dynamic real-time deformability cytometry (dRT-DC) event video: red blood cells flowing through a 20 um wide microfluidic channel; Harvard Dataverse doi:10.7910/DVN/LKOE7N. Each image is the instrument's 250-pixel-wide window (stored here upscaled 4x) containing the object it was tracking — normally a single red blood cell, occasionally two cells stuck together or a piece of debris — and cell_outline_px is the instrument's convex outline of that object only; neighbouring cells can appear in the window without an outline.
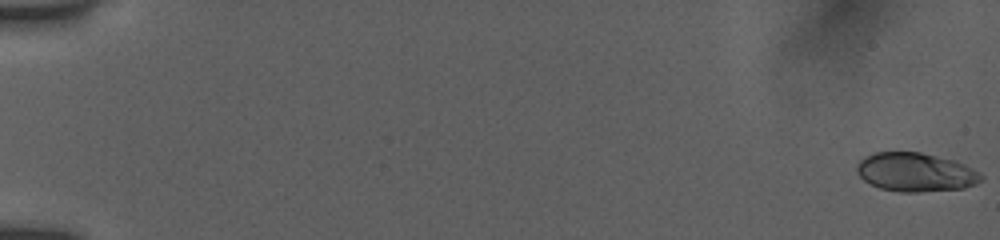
{"species": "human", "species_latin": "Homo sapiens", "temperature_condition": "room temperature", "stored_images_in_passage": 38, "camera_frame_rate_fps": 3000, "um_per_image_px": 0.085, "donor": {"sex": "female"}, "frame": {"image": 1, "passage_image": 1, "time_ms": 0.0, "image_size_px": [1000, 240], "cell_outline_px": [[984, 180], [976, 184], [964, 188], [916, 192], [900, 192], [880, 188], [864, 180], [856, 172], [856, 164], [860, 160], [876, 152], [920, 152], [952, 160], [964, 164], [980, 172], [984, 176]], "centroid_in_image_um": [77.85, 14.64], "position_along_channel_um": 7.2, "area_um2": 28.03}}
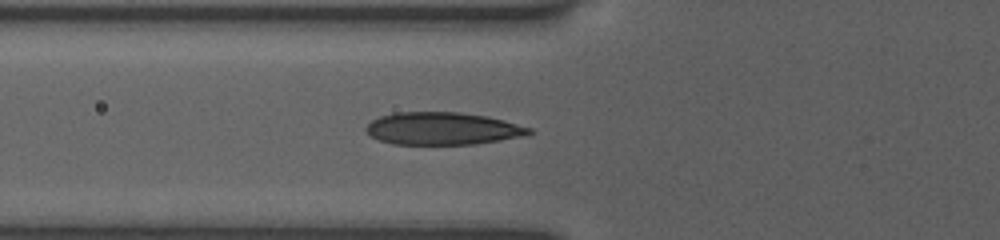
{"frame": {"image": 2, "passage_image": 22, "time_ms": 7.0, "image_size_px": [1000, 240], "cell_outline_px": [[532, 132], [528, 136], [476, 144], [392, 144], [368, 136], [364, 132], [364, 128], [372, 120], [380, 116], [396, 112], [460, 112], [488, 116], [504, 120], [532, 128]], "centroid_in_image_um": [37.62, 10.93], "position_along_channel_um": 88.2, "area_um2": 31.27}}
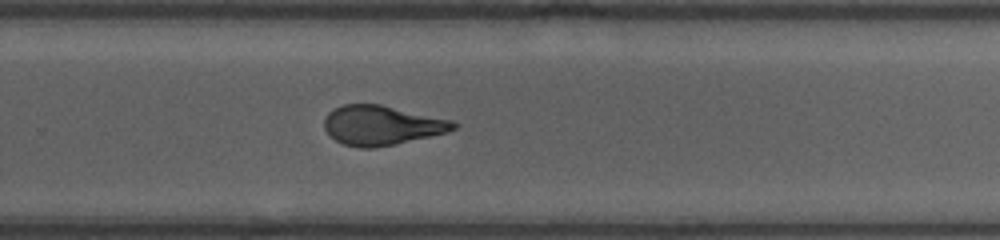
{"frame": {"image": 3, "passage_image": 38, "time_ms": 12.333, "image_size_px": [1000, 240], "cell_outline_px": [[460, 124], [456, 128], [448, 132], [392, 144], [372, 148], [360, 148], [344, 144], [336, 140], [324, 128], [324, 120], [328, 112], [344, 104], [380, 104], [452, 120]], "centroid_in_image_um": [32.45, 10.64], "position_along_channel_um": 297.3, "area_um2": 29.42}}